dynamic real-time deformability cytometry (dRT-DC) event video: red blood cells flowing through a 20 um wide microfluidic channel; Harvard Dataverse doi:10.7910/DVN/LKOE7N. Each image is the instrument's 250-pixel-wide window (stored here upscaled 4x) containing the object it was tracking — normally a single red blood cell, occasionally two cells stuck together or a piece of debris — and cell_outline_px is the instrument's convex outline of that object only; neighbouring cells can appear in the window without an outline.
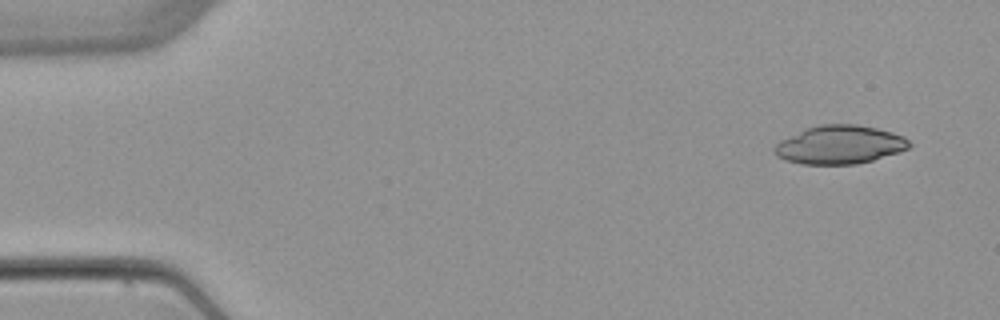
{"species": "common noctule bat (a hibernating species)", "species_latin": "Nyctalus noctula", "temperature_condition": "warm", "stored_images_in_passage": 5, "segment_of_instrument_passage": [1, 2], "camera_frame_rate_fps": 3000, "um_per_image_px": 0.085, "animal": {"sex": "female", "body_mass_g": 22.7, "forearm_length_mm": 54.2}, "frame": {"image": 1, "passage_image": 1, "time_ms": 0.0, "image_size_px": [1000, 320], "cell_outline_px": [[912, 144], [908, 148], [872, 160], [856, 164], [800, 164], [784, 160], [776, 156], [772, 148], [780, 140], [804, 128], [820, 124], [856, 124], [876, 128], [892, 132], [904, 136]], "centroid_in_image_um": [71.32, 12.29], "position_along_channel_um": 13.7, "area_um2": 30.29}}
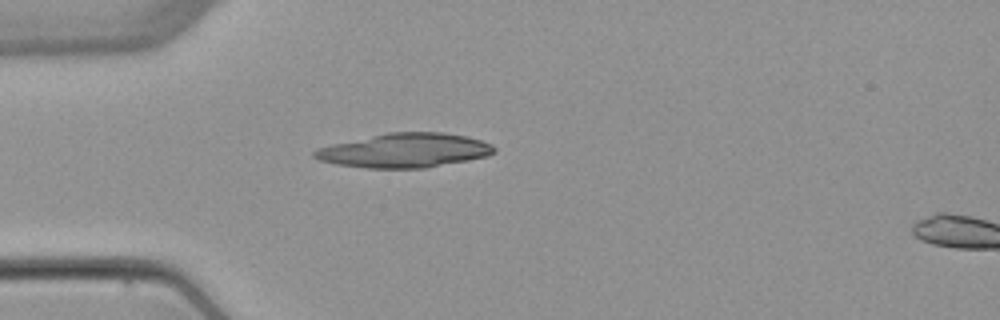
{"frame": {"image": 2, "passage_image": 4, "time_ms": 3.667, "image_size_px": [1000, 320], "cell_outline_px": [[496, 152], [488, 156], [468, 160], [424, 168], [364, 168], [336, 164], [320, 160], [312, 156], [312, 152], [316, 148], [332, 144], [388, 132], [444, 132], [468, 136], [492, 144], [496, 148]], "centroid_in_image_um": [34.41, 12.78], "position_along_channel_um": 50.6, "area_um2": 35.95}}